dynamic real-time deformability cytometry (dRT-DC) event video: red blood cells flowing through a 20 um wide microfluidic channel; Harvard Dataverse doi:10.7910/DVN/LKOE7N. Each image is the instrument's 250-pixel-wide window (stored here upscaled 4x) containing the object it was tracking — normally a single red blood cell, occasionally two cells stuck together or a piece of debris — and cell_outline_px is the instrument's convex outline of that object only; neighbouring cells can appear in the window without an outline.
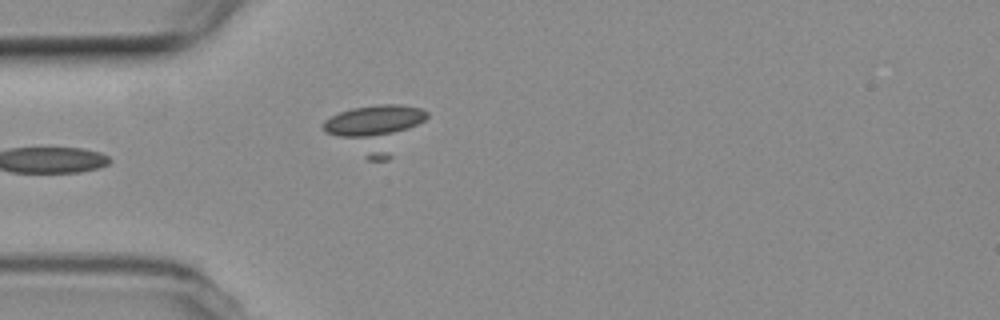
{"species": "common noctule bat (a hibernating species)", "species_latin": "Nyctalus noctula", "temperature_condition": "room temperature", "stored_images_in_passage": 6, "camera_frame_rate_fps": 3000, "um_per_image_px": 0.085, "animal": {"sex": "female", "body_mass_g": 19.3, "forearm_length_mm": 54.1}, "frame": {"image": 1, "passage_image": 4, "time_ms": 1.0, "image_size_px": [1000, 320], "cell_outline_px": [[428, 116], [392, 156], [388, 160], [368, 160], [324, 132], [320, 128], [324, 120], [340, 112], [352, 108], [380, 104], [400, 104], [420, 108], [428, 112]], "centroid_in_image_um": [31.87, 10.93], "position_along_channel_um": 53.1, "area_um2": 28.55}}